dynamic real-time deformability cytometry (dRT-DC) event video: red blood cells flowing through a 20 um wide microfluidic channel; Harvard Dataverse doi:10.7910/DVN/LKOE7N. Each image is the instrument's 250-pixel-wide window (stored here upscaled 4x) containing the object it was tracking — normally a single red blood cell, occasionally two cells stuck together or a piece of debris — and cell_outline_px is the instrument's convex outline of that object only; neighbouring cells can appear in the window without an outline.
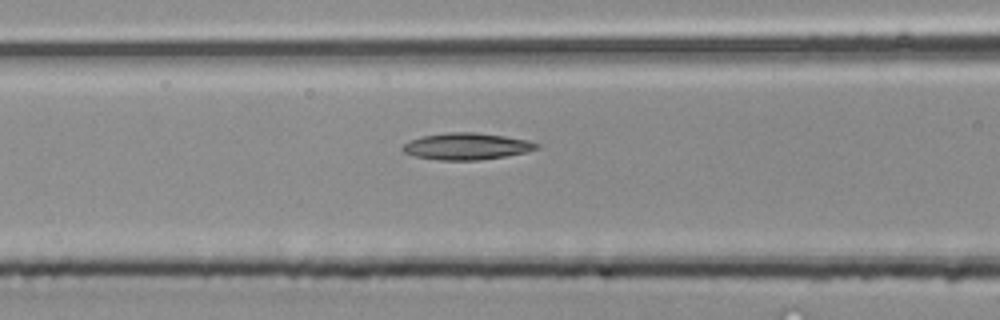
{"species": "common noctule bat (a hibernating species)", "species_latin": "Nyctalus noctula", "temperature_condition": "room temperature", "stored_images_in_passage": 14, "camera_frame_rate_fps": 3000, "um_per_image_px": 0.085, "animal": {"sex": "male", "body_mass_g": 20.4}, "frame": {"image": 1, "passage_image": 10, "time_ms": 3.0, "image_size_px": [1000, 320], "cell_outline_px": [[540, 148], [524, 152], [504, 156], [480, 160], [440, 160], [416, 156], [404, 152], [400, 148], [404, 144], [420, 136], [448, 132], [476, 132], [504, 136], [528, 140], [540, 144]], "centroid_in_image_um": [39.67, 12.43], "position_along_channel_um": 126.9, "area_um2": 20.75}}
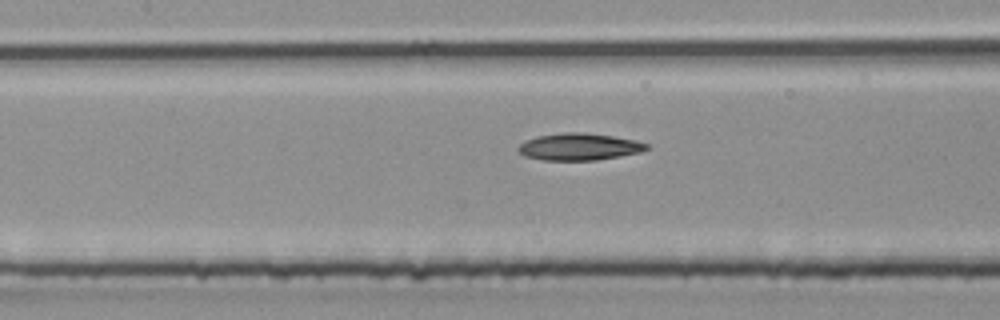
{"frame": {"image": 2, "passage_image": 12, "time_ms": 3.667, "image_size_px": [1000, 320], "cell_outline_px": [[648, 148], [640, 152], [620, 156], [596, 160], [544, 160], [524, 156], [516, 148], [524, 140], [536, 136], [564, 132], [584, 132], [612, 136], [636, 140], [648, 144]], "centroid_in_image_um": [49.2, 12.47], "position_along_channel_um": 158.2, "area_um2": 20.23}}